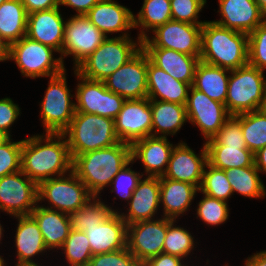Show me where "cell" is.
Listing matches in <instances>:
<instances>
[{
    "label": "cell",
    "instance_id": "obj_1",
    "mask_svg": "<svg viewBox=\"0 0 266 266\" xmlns=\"http://www.w3.org/2000/svg\"><path fill=\"white\" fill-rule=\"evenodd\" d=\"M72 170V158L63 133H45L23 139L21 171L37 185Z\"/></svg>",
    "mask_w": 266,
    "mask_h": 266
},
{
    "label": "cell",
    "instance_id": "obj_2",
    "mask_svg": "<svg viewBox=\"0 0 266 266\" xmlns=\"http://www.w3.org/2000/svg\"><path fill=\"white\" fill-rule=\"evenodd\" d=\"M131 144L120 142L110 147L72 158V171L89 192L99 197L118 172L131 161Z\"/></svg>",
    "mask_w": 266,
    "mask_h": 266
},
{
    "label": "cell",
    "instance_id": "obj_3",
    "mask_svg": "<svg viewBox=\"0 0 266 266\" xmlns=\"http://www.w3.org/2000/svg\"><path fill=\"white\" fill-rule=\"evenodd\" d=\"M200 60L227 70L248 64V35L205 21L201 31Z\"/></svg>",
    "mask_w": 266,
    "mask_h": 266
},
{
    "label": "cell",
    "instance_id": "obj_4",
    "mask_svg": "<svg viewBox=\"0 0 266 266\" xmlns=\"http://www.w3.org/2000/svg\"><path fill=\"white\" fill-rule=\"evenodd\" d=\"M63 135L71 158L121 142L115 132L114 119L84 112H75Z\"/></svg>",
    "mask_w": 266,
    "mask_h": 266
},
{
    "label": "cell",
    "instance_id": "obj_5",
    "mask_svg": "<svg viewBox=\"0 0 266 266\" xmlns=\"http://www.w3.org/2000/svg\"><path fill=\"white\" fill-rule=\"evenodd\" d=\"M142 48L130 36L107 37L75 70L85 78L103 82Z\"/></svg>",
    "mask_w": 266,
    "mask_h": 266
},
{
    "label": "cell",
    "instance_id": "obj_6",
    "mask_svg": "<svg viewBox=\"0 0 266 266\" xmlns=\"http://www.w3.org/2000/svg\"><path fill=\"white\" fill-rule=\"evenodd\" d=\"M263 73L250 64L230 71L225 106L231 115L259 110L266 91Z\"/></svg>",
    "mask_w": 266,
    "mask_h": 266
},
{
    "label": "cell",
    "instance_id": "obj_7",
    "mask_svg": "<svg viewBox=\"0 0 266 266\" xmlns=\"http://www.w3.org/2000/svg\"><path fill=\"white\" fill-rule=\"evenodd\" d=\"M57 52L50 46L34 41L27 36L9 45V60H14L26 78L52 77L65 70L61 57L55 58Z\"/></svg>",
    "mask_w": 266,
    "mask_h": 266
},
{
    "label": "cell",
    "instance_id": "obj_8",
    "mask_svg": "<svg viewBox=\"0 0 266 266\" xmlns=\"http://www.w3.org/2000/svg\"><path fill=\"white\" fill-rule=\"evenodd\" d=\"M66 69L58 75L49 77L44 99L39 104L40 116L45 133H63L75 115V98L68 88Z\"/></svg>",
    "mask_w": 266,
    "mask_h": 266
},
{
    "label": "cell",
    "instance_id": "obj_9",
    "mask_svg": "<svg viewBox=\"0 0 266 266\" xmlns=\"http://www.w3.org/2000/svg\"><path fill=\"white\" fill-rule=\"evenodd\" d=\"M93 197L72 170L68 174L53 177L38 185V202L46 200L50 205L41 206L66 214L78 211Z\"/></svg>",
    "mask_w": 266,
    "mask_h": 266
},
{
    "label": "cell",
    "instance_id": "obj_10",
    "mask_svg": "<svg viewBox=\"0 0 266 266\" xmlns=\"http://www.w3.org/2000/svg\"><path fill=\"white\" fill-rule=\"evenodd\" d=\"M107 37L85 15L67 18L60 57L73 56L76 69Z\"/></svg>",
    "mask_w": 266,
    "mask_h": 266
},
{
    "label": "cell",
    "instance_id": "obj_11",
    "mask_svg": "<svg viewBox=\"0 0 266 266\" xmlns=\"http://www.w3.org/2000/svg\"><path fill=\"white\" fill-rule=\"evenodd\" d=\"M202 25L170 20L152 31L153 36L142 41V48H167L200 56Z\"/></svg>",
    "mask_w": 266,
    "mask_h": 266
},
{
    "label": "cell",
    "instance_id": "obj_12",
    "mask_svg": "<svg viewBox=\"0 0 266 266\" xmlns=\"http://www.w3.org/2000/svg\"><path fill=\"white\" fill-rule=\"evenodd\" d=\"M73 70L79 80L75 88L76 112L115 119L122 109L125 99L108 90L104 82L85 78L75 69Z\"/></svg>",
    "mask_w": 266,
    "mask_h": 266
},
{
    "label": "cell",
    "instance_id": "obj_13",
    "mask_svg": "<svg viewBox=\"0 0 266 266\" xmlns=\"http://www.w3.org/2000/svg\"><path fill=\"white\" fill-rule=\"evenodd\" d=\"M38 202V185L21 170L0 178V211L11 216L30 215Z\"/></svg>",
    "mask_w": 266,
    "mask_h": 266
},
{
    "label": "cell",
    "instance_id": "obj_14",
    "mask_svg": "<svg viewBox=\"0 0 266 266\" xmlns=\"http://www.w3.org/2000/svg\"><path fill=\"white\" fill-rule=\"evenodd\" d=\"M103 82L125 100L147 98V54L143 48Z\"/></svg>",
    "mask_w": 266,
    "mask_h": 266
},
{
    "label": "cell",
    "instance_id": "obj_15",
    "mask_svg": "<svg viewBox=\"0 0 266 266\" xmlns=\"http://www.w3.org/2000/svg\"><path fill=\"white\" fill-rule=\"evenodd\" d=\"M185 108L188 122L199 128L206 141L212 139L231 116L225 104L209 98L192 86L188 92Z\"/></svg>",
    "mask_w": 266,
    "mask_h": 266
},
{
    "label": "cell",
    "instance_id": "obj_16",
    "mask_svg": "<svg viewBox=\"0 0 266 266\" xmlns=\"http://www.w3.org/2000/svg\"><path fill=\"white\" fill-rule=\"evenodd\" d=\"M167 233V218L139 221L127 225V247L143 265L152 257L163 253Z\"/></svg>",
    "mask_w": 266,
    "mask_h": 266
},
{
    "label": "cell",
    "instance_id": "obj_17",
    "mask_svg": "<svg viewBox=\"0 0 266 266\" xmlns=\"http://www.w3.org/2000/svg\"><path fill=\"white\" fill-rule=\"evenodd\" d=\"M115 132L121 142H133L151 136L152 112L149 98L125 100L114 119Z\"/></svg>",
    "mask_w": 266,
    "mask_h": 266
},
{
    "label": "cell",
    "instance_id": "obj_18",
    "mask_svg": "<svg viewBox=\"0 0 266 266\" xmlns=\"http://www.w3.org/2000/svg\"><path fill=\"white\" fill-rule=\"evenodd\" d=\"M207 164V150L205 143L200 154H196L184 141L176 144L171 152L164 178L187 182L198 189L203 179V171Z\"/></svg>",
    "mask_w": 266,
    "mask_h": 266
},
{
    "label": "cell",
    "instance_id": "obj_19",
    "mask_svg": "<svg viewBox=\"0 0 266 266\" xmlns=\"http://www.w3.org/2000/svg\"><path fill=\"white\" fill-rule=\"evenodd\" d=\"M167 137L148 136L131 144V159L140 160L144 173L150 177H161L165 174L171 152L174 148Z\"/></svg>",
    "mask_w": 266,
    "mask_h": 266
},
{
    "label": "cell",
    "instance_id": "obj_20",
    "mask_svg": "<svg viewBox=\"0 0 266 266\" xmlns=\"http://www.w3.org/2000/svg\"><path fill=\"white\" fill-rule=\"evenodd\" d=\"M221 19L214 20L220 26L242 32L251 33L266 20L255 0H218Z\"/></svg>",
    "mask_w": 266,
    "mask_h": 266
},
{
    "label": "cell",
    "instance_id": "obj_21",
    "mask_svg": "<svg viewBox=\"0 0 266 266\" xmlns=\"http://www.w3.org/2000/svg\"><path fill=\"white\" fill-rule=\"evenodd\" d=\"M66 21L60 7L28 14L26 36L50 46L60 54L62 51Z\"/></svg>",
    "mask_w": 266,
    "mask_h": 266
},
{
    "label": "cell",
    "instance_id": "obj_22",
    "mask_svg": "<svg viewBox=\"0 0 266 266\" xmlns=\"http://www.w3.org/2000/svg\"><path fill=\"white\" fill-rule=\"evenodd\" d=\"M127 204L128 212H119L127 225L155 219L154 216L160 208L159 177L146 176L141 179Z\"/></svg>",
    "mask_w": 266,
    "mask_h": 266
},
{
    "label": "cell",
    "instance_id": "obj_23",
    "mask_svg": "<svg viewBox=\"0 0 266 266\" xmlns=\"http://www.w3.org/2000/svg\"><path fill=\"white\" fill-rule=\"evenodd\" d=\"M133 15L130 9L114 0H100L85 14L106 37L118 32L122 37L130 36L127 32L134 29Z\"/></svg>",
    "mask_w": 266,
    "mask_h": 266
},
{
    "label": "cell",
    "instance_id": "obj_24",
    "mask_svg": "<svg viewBox=\"0 0 266 266\" xmlns=\"http://www.w3.org/2000/svg\"><path fill=\"white\" fill-rule=\"evenodd\" d=\"M92 255L117 251L127 247V224L119 213H112L99 226L86 229Z\"/></svg>",
    "mask_w": 266,
    "mask_h": 266
},
{
    "label": "cell",
    "instance_id": "obj_25",
    "mask_svg": "<svg viewBox=\"0 0 266 266\" xmlns=\"http://www.w3.org/2000/svg\"><path fill=\"white\" fill-rule=\"evenodd\" d=\"M147 98L185 105L190 84L176 80L154 65L147 56ZM160 98V99H159Z\"/></svg>",
    "mask_w": 266,
    "mask_h": 266
},
{
    "label": "cell",
    "instance_id": "obj_26",
    "mask_svg": "<svg viewBox=\"0 0 266 266\" xmlns=\"http://www.w3.org/2000/svg\"><path fill=\"white\" fill-rule=\"evenodd\" d=\"M149 60L176 80L192 86L200 56H190L167 48H143Z\"/></svg>",
    "mask_w": 266,
    "mask_h": 266
},
{
    "label": "cell",
    "instance_id": "obj_27",
    "mask_svg": "<svg viewBox=\"0 0 266 266\" xmlns=\"http://www.w3.org/2000/svg\"><path fill=\"white\" fill-rule=\"evenodd\" d=\"M18 220L15 233L17 263L15 265H39L34 256L47 252L38 223L31 215L16 216Z\"/></svg>",
    "mask_w": 266,
    "mask_h": 266
},
{
    "label": "cell",
    "instance_id": "obj_28",
    "mask_svg": "<svg viewBox=\"0 0 266 266\" xmlns=\"http://www.w3.org/2000/svg\"><path fill=\"white\" fill-rule=\"evenodd\" d=\"M160 182V205H163L162 217L173 220L189 210L199 189L190 183L175 181L163 176Z\"/></svg>",
    "mask_w": 266,
    "mask_h": 266
},
{
    "label": "cell",
    "instance_id": "obj_29",
    "mask_svg": "<svg viewBox=\"0 0 266 266\" xmlns=\"http://www.w3.org/2000/svg\"><path fill=\"white\" fill-rule=\"evenodd\" d=\"M30 215L39 225L47 250H60L72 230L69 214L37 204Z\"/></svg>",
    "mask_w": 266,
    "mask_h": 266
},
{
    "label": "cell",
    "instance_id": "obj_30",
    "mask_svg": "<svg viewBox=\"0 0 266 266\" xmlns=\"http://www.w3.org/2000/svg\"><path fill=\"white\" fill-rule=\"evenodd\" d=\"M150 106L152 112V136H173L188 121L185 105L150 100Z\"/></svg>",
    "mask_w": 266,
    "mask_h": 266
},
{
    "label": "cell",
    "instance_id": "obj_31",
    "mask_svg": "<svg viewBox=\"0 0 266 266\" xmlns=\"http://www.w3.org/2000/svg\"><path fill=\"white\" fill-rule=\"evenodd\" d=\"M228 74V75H227ZM230 70L204 63L196 67L192 87L225 104Z\"/></svg>",
    "mask_w": 266,
    "mask_h": 266
},
{
    "label": "cell",
    "instance_id": "obj_32",
    "mask_svg": "<svg viewBox=\"0 0 266 266\" xmlns=\"http://www.w3.org/2000/svg\"><path fill=\"white\" fill-rule=\"evenodd\" d=\"M28 14L21 0H8L0 5V36L11 45L26 36Z\"/></svg>",
    "mask_w": 266,
    "mask_h": 266
},
{
    "label": "cell",
    "instance_id": "obj_33",
    "mask_svg": "<svg viewBox=\"0 0 266 266\" xmlns=\"http://www.w3.org/2000/svg\"><path fill=\"white\" fill-rule=\"evenodd\" d=\"M170 20H172L170 0H144L137 16L133 15L134 28L142 29L137 38L143 41L152 31Z\"/></svg>",
    "mask_w": 266,
    "mask_h": 266
},
{
    "label": "cell",
    "instance_id": "obj_34",
    "mask_svg": "<svg viewBox=\"0 0 266 266\" xmlns=\"http://www.w3.org/2000/svg\"><path fill=\"white\" fill-rule=\"evenodd\" d=\"M207 162L219 169L228 170L234 167H249L254 164V154L247 147L205 144Z\"/></svg>",
    "mask_w": 266,
    "mask_h": 266
},
{
    "label": "cell",
    "instance_id": "obj_35",
    "mask_svg": "<svg viewBox=\"0 0 266 266\" xmlns=\"http://www.w3.org/2000/svg\"><path fill=\"white\" fill-rule=\"evenodd\" d=\"M227 179L234 192L248 198H264L266 188L259 176L260 171L253 164L249 167H234L225 170Z\"/></svg>",
    "mask_w": 266,
    "mask_h": 266
},
{
    "label": "cell",
    "instance_id": "obj_36",
    "mask_svg": "<svg viewBox=\"0 0 266 266\" xmlns=\"http://www.w3.org/2000/svg\"><path fill=\"white\" fill-rule=\"evenodd\" d=\"M112 213H119V211L102 202L100 197L94 196L78 211L69 214L71 228L85 231L88 227L99 226Z\"/></svg>",
    "mask_w": 266,
    "mask_h": 266
},
{
    "label": "cell",
    "instance_id": "obj_37",
    "mask_svg": "<svg viewBox=\"0 0 266 266\" xmlns=\"http://www.w3.org/2000/svg\"><path fill=\"white\" fill-rule=\"evenodd\" d=\"M241 130L253 154L266 146V115L260 110L241 113Z\"/></svg>",
    "mask_w": 266,
    "mask_h": 266
},
{
    "label": "cell",
    "instance_id": "obj_38",
    "mask_svg": "<svg viewBox=\"0 0 266 266\" xmlns=\"http://www.w3.org/2000/svg\"><path fill=\"white\" fill-rule=\"evenodd\" d=\"M177 220L167 218V233L163 245V253L188 257L194 249L195 241L191 232L183 227L174 225Z\"/></svg>",
    "mask_w": 266,
    "mask_h": 266
},
{
    "label": "cell",
    "instance_id": "obj_39",
    "mask_svg": "<svg viewBox=\"0 0 266 266\" xmlns=\"http://www.w3.org/2000/svg\"><path fill=\"white\" fill-rule=\"evenodd\" d=\"M68 266H88L92 258L89 239L84 231L72 229L62 245Z\"/></svg>",
    "mask_w": 266,
    "mask_h": 266
},
{
    "label": "cell",
    "instance_id": "obj_40",
    "mask_svg": "<svg viewBox=\"0 0 266 266\" xmlns=\"http://www.w3.org/2000/svg\"><path fill=\"white\" fill-rule=\"evenodd\" d=\"M199 192L225 202L233 195L225 170L216 168L208 162L203 171Z\"/></svg>",
    "mask_w": 266,
    "mask_h": 266
},
{
    "label": "cell",
    "instance_id": "obj_41",
    "mask_svg": "<svg viewBox=\"0 0 266 266\" xmlns=\"http://www.w3.org/2000/svg\"><path fill=\"white\" fill-rule=\"evenodd\" d=\"M197 205V218L208 226H217L226 222L229 218V207L227 202L209 197L205 194Z\"/></svg>",
    "mask_w": 266,
    "mask_h": 266
},
{
    "label": "cell",
    "instance_id": "obj_42",
    "mask_svg": "<svg viewBox=\"0 0 266 266\" xmlns=\"http://www.w3.org/2000/svg\"><path fill=\"white\" fill-rule=\"evenodd\" d=\"M205 144H221L224 146L247 147L241 130V114L231 115L219 129L217 134Z\"/></svg>",
    "mask_w": 266,
    "mask_h": 266
},
{
    "label": "cell",
    "instance_id": "obj_43",
    "mask_svg": "<svg viewBox=\"0 0 266 266\" xmlns=\"http://www.w3.org/2000/svg\"><path fill=\"white\" fill-rule=\"evenodd\" d=\"M248 64L266 69V20L248 34Z\"/></svg>",
    "mask_w": 266,
    "mask_h": 266
},
{
    "label": "cell",
    "instance_id": "obj_44",
    "mask_svg": "<svg viewBox=\"0 0 266 266\" xmlns=\"http://www.w3.org/2000/svg\"><path fill=\"white\" fill-rule=\"evenodd\" d=\"M134 162L131 160L127 165H125L118 174L113 178L110 186L112 189L110 192H117L119 196L125 201L129 202L132 197L133 191L137 187V184L142 179L144 174H140L137 171L132 170L129 165Z\"/></svg>",
    "mask_w": 266,
    "mask_h": 266
},
{
    "label": "cell",
    "instance_id": "obj_45",
    "mask_svg": "<svg viewBox=\"0 0 266 266\" xmlns=\"http://www.w3.org/2000/svg\"><path fill=\"white\" fill-rule=\"evenodd\" d=\"M206 0H170L172 20L189 24H204L199 13L206 5Z\"/></svg>",
    "mask_w": 266,
    "mask_h": 266
},
{
    "label": "cell",
    "instance_id": "obj_46",
    "mask_svg": "<svg viewBox=\"0 0 266 266\" xmlns=\"http://www.w3.org/2000/svg\"><path fill=\"white\" fill-rule=\"evenodd\" d=\"M10 138L0 146V178L21 170L22 142Z\"/></svg>",
    "mask_w": 266,
    "mask_h": 266
},
{
    "label": "cell",
    "instance_id": "obj_47",
    "mask_svg": "<svg viewBox=\"0 0 266 266\" xmlns=\"http://www.w3.org/2000/svg\"><path fill=\"white\" fill-rule=\"evenodd\" d=\"M88 266H142L128 247L117 251L95 254Z\"/></svg>",
    "mask_w": 266,
    "mask_h": 266
},
{
    "label": "cell",
    "instance_id": "obj_48",
    "mask_svg": "<svg viewBox=\"0 0 266 266\" xmlns=\"http://www.w3.org/2000/svg\"><path fill=\"white\" fill-rule=\"evenodd\" d=\"M20 107L18 104L14 103L9 97L0 99V130L7 133L10 137V127L20 116Z\"/></svg>",
    "mask_w": 266,
    "mask_h": 266
},
{
    "label": "cell",
    "instance_id": "obj_49",
    "mask_svg": "<svg viewBox=\"0 0 266 266\" xmlns=\"http://www.w3.org/2000/svg\"><path fill=\"white\" fill-rule=\"evenodd\" d=\"M183 260L175 255L160 253L149 259L142 266H188Z\"/></svg>",
    "mask_w": 266,
    "mask_h": 266
},
{
    "label": "cell",
    "instance_id": "obj_50",
    "mask_svg": "<svg viewBox=\"0 0 266 266\" xmlns=\"http://www.w3.org/2000/svg\"><path fill=\"white\" fill-rule=\"evenodd\" d=\"M27 14L60 7V0H21Z\"/></svg>",
    "mask_w": 266,
    "mask_h": 266
},
{
    "label": "cell",
    "instance_id": "obj_51",
    "mask_svg": "<svg viewBox=\"0 0 266 266\" xmlns=\"http://www.w3.org/2000/svg\"><path fill=\"white\" fill-rule=\"evenodd\" d=\"M100 0H60V6H69L76 11V15H85Z\"/></svg>",
    "mask_w": 266,
    "mask_h": 266
},
{
    "label": "cell",
    "instance_id": "obj_52",
    "mask_svg": "<svg viewBox=\"0 0 266 266\" xmlns=\"http://www.w3.org/2000/svg\"><path fill=\"white\" fill-rule=\"evenodd\" d=\"M244 266H266V250L247 257L244 261Z\"/></svg>",
    "mask_w": 266,
    "mask_h": 266
},
{
    "label": "cell",
    "instance_id": "obj_53",
    "mask_svg": "<svg viewBox=\"0 0 266 266\" xmlns=\"http://www.w3.org/2000/svg\"><path fill=\"white\" fill-rule=\"evenodd\" d=\"M254 165L260 173H266V146L254 153Z\"/></svg>",
    "mask_w": 266,
    "mask_h": 266
},
{
    "label": "cell",
    "instance_id": "obj_54",
    "mask_svg": "<svg viewBox=\"0 0 266 266\" xmlns=\"http://www.w3.org/2000/svg\"><path fill=\"white\" fill-rule=\"evenodd\" d=\"M9 60V44L0 36V62Z\"/></svg>",
    "mask_w": 266,
    "mask_h": 266
},
{
    "label": "cell",
    "instance_id": "obj_55",
    "mask_svg": "<svg viewBox=\"0 0 266 266\" xmlns=\"http://www.w3.org/2000/svg\"><path fill=\"white\" fill-rule=\"evenodd\" d=\"M10 138L11 137L7 133L0 130V146L7 142Z\"/></svg>",
    "mask_w": 266,
    "mask_h": 266
},
{
    "label": "cell",
    "instance_id": "obj_56",
    "mask_svg": "<svg viewBox=\"0 0 266 266\" xmlns=\"http://www.w3.org/2000/svg\"><path fill=\"white\" fill-rule=\"evenodd\" d=\"M255 1L259 5L262 13L266 16V0H255Z\"/></svg>",
    "mask_w": 266,
    "mask_h": 266
},
{
    "label": "cell",
    "instance_id": "obj_57",
    "mask_svg": "<svg viewBox=\"0 0 266 266\" xmlns=\"http://www.w3.org/2000/svg\"><path fill=\"white\" fill-rule=\"evenodd\" d=\"M259 110H260L264 115H266V91H265L264 97H263V99H262V103H261V105H260Z\"/></svg>",
    "mask_w": 266,
    "mask_h": 266
},
{
    "label": "cell",
    "instance_id": "obj_58",
    "mask_svg": "<svg viewBox=\"0 0 266 266\" xmlns=\"http://www.w3.org/2000/svg\"><path fill=\"white\" fill-rule=\"evenodd\" d=\"M7 263L2 256H0V266H6Z\"/></svg>",
    "mask_w": 266,
    "mask_h": 266
},
{
    "label": "cell",
    "instance_id": "obj_59",
    "mask_svg": "<svg viewBox=\"0 0 266 266\" xmlns=\"http://www.w3.org/2000/svg\"><path fill=\"white\" fill-rule=\"evenodd\" d=\"M3 231H4L3 227L0 224V243H1L2 237L4 236Z\"/></svg>",
    "mask_w": 266,
    "mask_h": 266
},
{
    "label": "cell",
    "instance_id": "obj_60",
    "mask_svg": "<svg viewBox=\"0 0 266 266\" xmlns=\"http://www.w3.org/2000/svg\"><path fill=\"white\" fill-rule=\"evenodd\" d=\"M15 266H42V264L40 265H15Z\"/></svg>",
    "mask_w": 266,
    "mask_h": 266
},
{
    "label": "cell",
    "instance_id": "obj_61",
    "mask_svg": "<svg viewBox=\"0 0 266 266\" xmlns=\"http://www.w3.org/2000/svg\"><path fill=\"white\" fill-rule=\"evenodd\" d=\"M8 0H0V5Z\"/></svg>",
    "mask_w": 266,
    "mask_h": 266
}]
</instances>
